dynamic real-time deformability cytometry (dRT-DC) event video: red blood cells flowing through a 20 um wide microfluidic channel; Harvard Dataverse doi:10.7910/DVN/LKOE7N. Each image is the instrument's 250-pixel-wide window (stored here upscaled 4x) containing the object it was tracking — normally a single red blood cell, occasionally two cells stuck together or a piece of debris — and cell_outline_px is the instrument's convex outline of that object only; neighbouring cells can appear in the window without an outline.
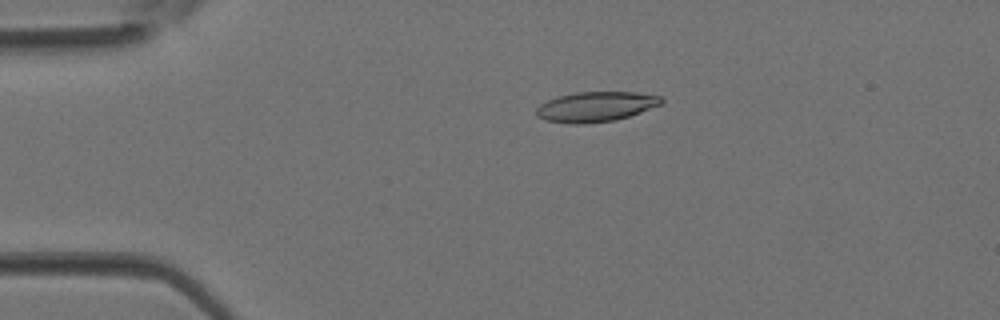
{"species": "Egyptian fruit bat (a non-hibernating species)", "species_latin": "Rousettus aegyptiacus", "temperature_condition": "room temperature", "stored_images_in_passage": 3, "camera_frame_rate_fps": 3000, "um_per_image_px": 0.085, "animal": {"sex": "female"}, "frame": {"image": 1, "passage_image": 2, "time_ms": 0.333, "image_size_px": [1000, 320], "cell_outline_px": [[664, 100], [660, 104], [640, 112], [616, 120], [584, 124], [572, 124], [544, 120], [536, 116], [536, 108], [540, 104], [556, 96], [576, 92], [636, 92], [660, 96]], "centroid_in_image_um": [50.59, 9.07], "position_along_channel_um": 34.4, "area_um2": 21.91}}